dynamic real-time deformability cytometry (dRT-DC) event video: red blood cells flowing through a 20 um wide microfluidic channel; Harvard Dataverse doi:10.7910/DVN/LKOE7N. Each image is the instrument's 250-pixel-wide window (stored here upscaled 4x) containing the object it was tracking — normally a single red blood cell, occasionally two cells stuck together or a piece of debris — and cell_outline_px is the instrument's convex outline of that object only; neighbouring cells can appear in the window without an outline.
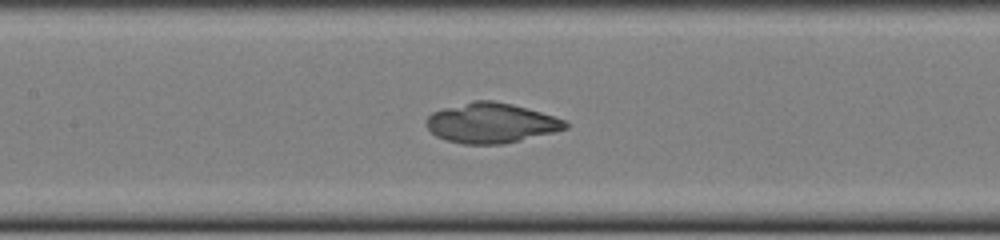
{"species": "common noctule bat (a hibernating species)", "species_latin": "Nyctalus noctula", "temperature_condition": "cold", "stored_images_in_passage": 36, "camera_frame_rate_fps": 3000, "um_per_image_px": 0.085, "animal": {"sex": "female", "body_mass_g": 22.0, "forearm_length_mm": 56.7}, "frame": {"image": 1, "passage_image": 8, "time_ms": 2.333, "image_size_px": [1000, 240], "cell_outline_px": [[568, 128], [504, 144], [464, 144], [444, 140], [436, 136], [424, 124], [428, 116], [432, 112], [444, 108], [472, 100], [492, 100], [512, 104], [540, 112], [564, 120], [568, 124]], "centroid_in_image_um": [41.69, 10.45], "position_along_channel_um": 165.7, "area_um2": 32.25}}
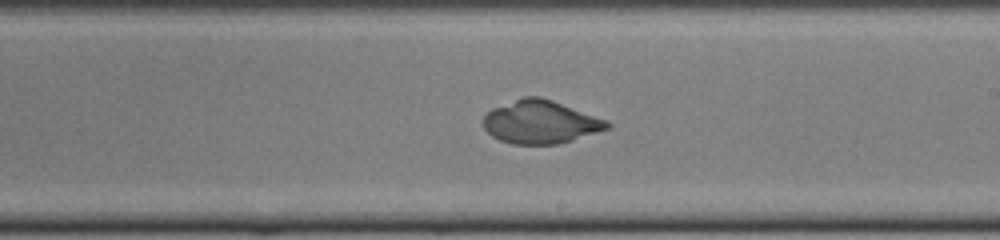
{"frame": {"image": 2, "passage_image": 14, "time_ms": 4.333, "image_size_px": [1000, 240], "cell_outline_px": [[612, 124], [608, 128], [572, 140], [556, 144], [512, 144], [500, 140], [492, 136], [484, 128], [484, 116], [492, 108], [524, 96], [540, 96], [552, 100], [608, 120]], "centroid_in_image_um": [45.94, 10.36], "position_along_channel_um": 243.1, "area_um2": 30.92}}
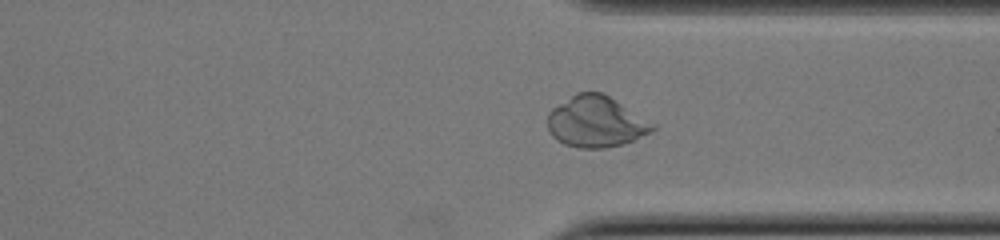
{"frame": {"image": 3, "passage_image": 23, "time_ms": 7.333, "image_size_px": [1000, 240], "cell_outline_px": [[656, 128], [652, 132], [624, 144], [604, 148], [580, 148], [564, 144], [556, 140], [552, 136], [548, 128], [548, 112], [552, 108], [576, 92], [604, 92], [656, 124]], "centroid_in_image_um": [50.67, 10.34], "position_along_channel_um": 360.7, "area_um2": 31.62}}